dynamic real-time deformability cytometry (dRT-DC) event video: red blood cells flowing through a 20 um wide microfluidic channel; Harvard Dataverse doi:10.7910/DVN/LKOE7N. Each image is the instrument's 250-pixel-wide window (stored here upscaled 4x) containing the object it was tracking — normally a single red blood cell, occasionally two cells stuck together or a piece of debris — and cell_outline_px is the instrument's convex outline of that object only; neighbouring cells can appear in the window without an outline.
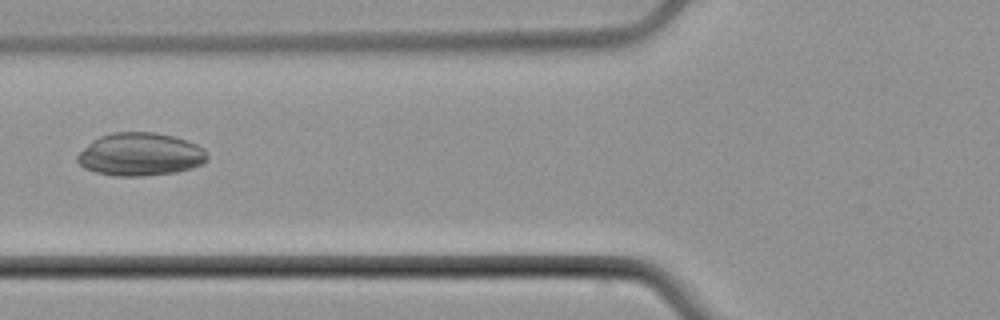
{"species": "common noctule bat (a hibernating species)", "species_latin": "Nyctalus noctula", "temperature_condition": "cold", "stored_images_in_passage": 7, "camera_frame_rate_fps": 3000, "um_per_image_px": 0.085, "animal": {"sex": "male", "body_mass_g": 21.5, "forearm_length_mm": 52.0}, "frame": {"image": 1, "passage_image": 6, "time_ms": 6.333, "image_size_px": [1000, 320], "cell_outline_px": [[208, 160], [204, 164], [192, 168], [176, 172], [140, 176], [116, 176], [96, 172], [84, 168], [76, 160], [76, 156], [92, 140], [100, 136], [112, 132], [156, 132], [172, 136], [196, 144], [204, 148], [208, 152]], "centroid_in_image_um": [11.94, 13.12], "position_along_channel_um": 113.9, "area_um2": 32.66}}
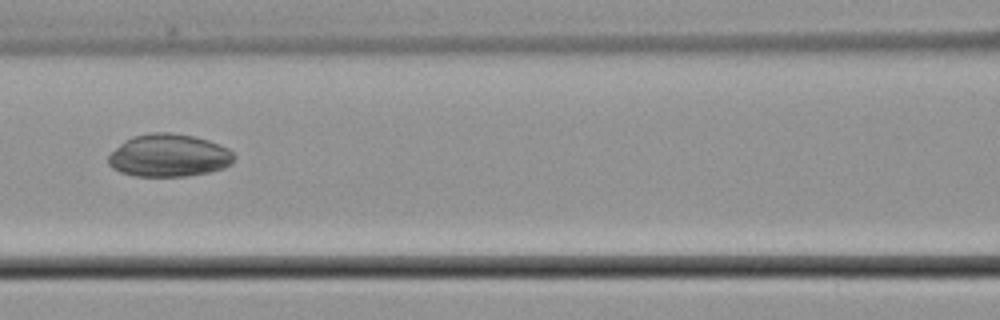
{"frame": {"image": 2, "passage_image": 7, "time_ms": 7.333, "image_size_px": [1000, 320], "cell_outline_px": [[236, 156], [232, 164], [224, 168], [212, 172], [188, 176], [136, 176], [120, 172], [112, 168], [108, 164], [108, 156], [124, 140], [132, 136], [152, 132], [168, 132], [192, 136], [208, 140], [220, 144], [228, 148]], "centroid_in_image_um": [14.38, 13.22], "position_along_channel_um": 152.2, "area_um2": 31.56}}